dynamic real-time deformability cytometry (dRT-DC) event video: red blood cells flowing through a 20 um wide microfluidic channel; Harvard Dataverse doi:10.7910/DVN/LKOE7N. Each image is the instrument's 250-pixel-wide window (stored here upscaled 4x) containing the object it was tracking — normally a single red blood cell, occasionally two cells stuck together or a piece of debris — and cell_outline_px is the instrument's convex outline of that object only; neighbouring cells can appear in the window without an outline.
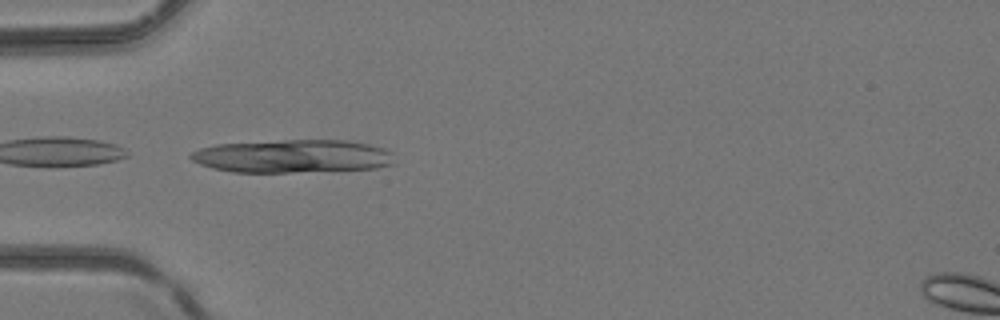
{"species": "common noctule bat (a hibernating species)", "species_latin": "Nyctalus noctula", "temperature_condition": "room temperature", "stored_images_in_passage": 5, "camera_frame_rate_fps": 3000, "um_per_image_px": 0.085, "animal": {"sex": "female", "body_mass_g": 24.6, "forearm_length_mm": 56.2}, "frame": {"image": 1, "passage_image": 5, "time_ms": 1.333, "image_size_px": [1000, 320], "cell_outline_px": [[396, 164], [376, 168], [288, 172], [232, 172], [212, 168], [200, 164], [192, 160], [188, 156], [192, 152], [200, 148], [216, 144], [284, 140], [348, 140], [368, 144], [384, 148], [392, 152]], "centroid_in_image_um": [24.89, 13.27], "position_along_channel_um": 60.1, "area_um2": 39.42}}